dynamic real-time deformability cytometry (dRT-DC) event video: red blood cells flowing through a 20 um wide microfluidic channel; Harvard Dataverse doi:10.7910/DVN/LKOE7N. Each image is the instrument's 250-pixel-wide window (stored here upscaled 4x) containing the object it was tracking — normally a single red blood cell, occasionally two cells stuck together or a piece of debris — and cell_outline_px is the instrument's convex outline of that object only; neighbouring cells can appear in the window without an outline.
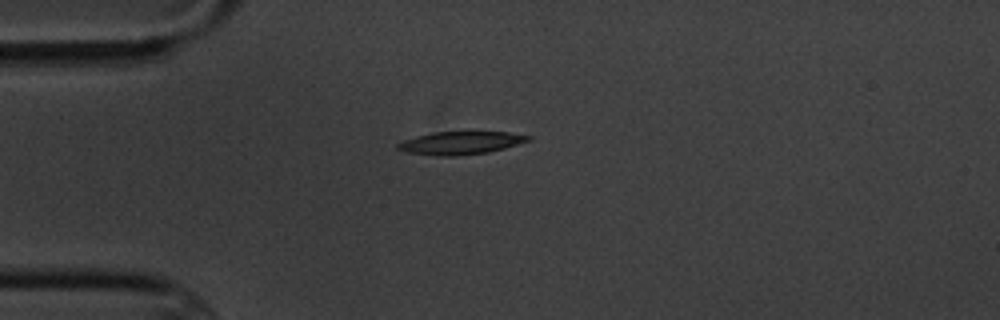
{"species": "common noctule bat (a hibernating species)", "species_latin": "Nyctalus noctula", "temperature_condition": "cold", "stored_images_in_passage": 1, "camera_frame_rate_fps": 3000, "um_per_image_px": 0.085, "animal": {"sex": "male", "body_mass_g": 20.1, "forearm_length_mm": 53.5}, "frame": {"image": 1, "passage_image": 1, "time_ms": 0.0, "image_size_px": [1000, 320], "cell_outline_px": [[532, 140], [504, 148], [488, 152], [456, 156], [440, 156], [408, 152], [396, 148], [396, 144], [404, 140], [416, 136], [436, 132], [468, 128], [508, 132], [532, 136]], "centroid_in_image_um": [39.22, 12.09], "position_along_channel_um": 45.8, "area_um2": 18.32}}